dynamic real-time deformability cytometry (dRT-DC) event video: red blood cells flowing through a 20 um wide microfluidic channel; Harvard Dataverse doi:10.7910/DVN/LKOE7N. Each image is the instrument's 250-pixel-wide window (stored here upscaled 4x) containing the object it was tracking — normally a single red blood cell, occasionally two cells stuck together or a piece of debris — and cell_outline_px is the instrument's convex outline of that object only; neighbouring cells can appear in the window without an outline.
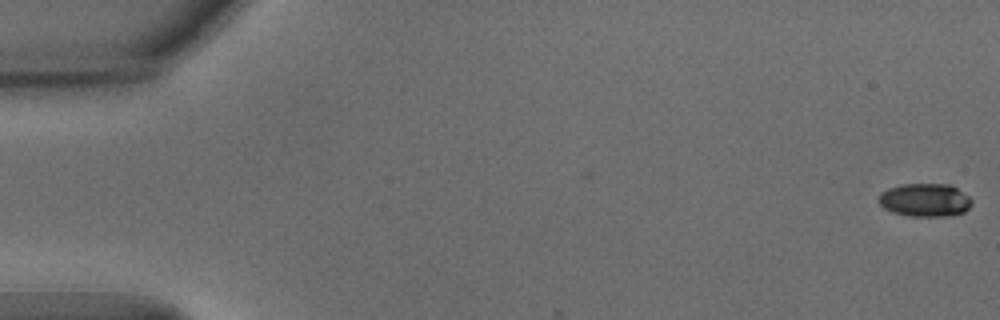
{"species": "common noctule bat (a hibernating species)", "species_latin": "Nyctalus noctula", "temperature_condition": "warm", "stored_images_in_passage": 4, "camera_frame_rate_fps": 3000, "um_per_image_px": 0.085, "animal": {"sex": "male", "body_mass_g": 15.6}, "frame": {"image": 1, "passage_image": 1, "time_ms": 0.0, "image_size_px": [1000, 320], "cell_outline_px": [[972, 204], [964, 212], [952, 216], [908, 216], [892, 212], [884, 208], [876, 200], [880, 192], [888, 188], [900, 184], [952, 184], [968, 196], [972, 200]], "centroid_in_image_um": [78.6, 17.0], "position_along_channel_um": 6.4, "area_um2": 18.32}}